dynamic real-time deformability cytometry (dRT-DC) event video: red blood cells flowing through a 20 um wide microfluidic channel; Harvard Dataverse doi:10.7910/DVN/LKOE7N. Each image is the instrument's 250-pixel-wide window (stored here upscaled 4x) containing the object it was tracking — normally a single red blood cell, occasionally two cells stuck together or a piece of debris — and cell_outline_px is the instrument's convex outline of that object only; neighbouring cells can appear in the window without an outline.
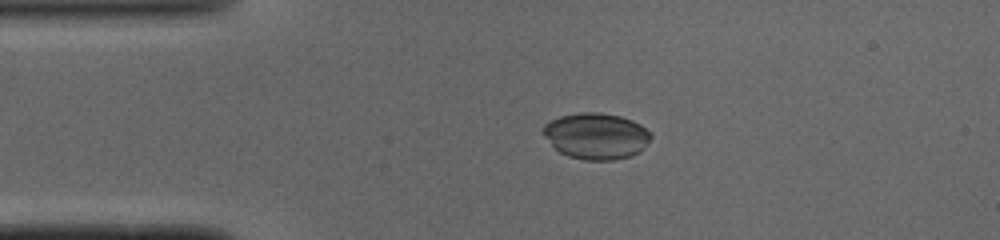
{"species": "common noctule bat (a hibernating species)", "species_latin": "Nyctalus noctula", "temperature_condition": "cold", "stored_images_in_passage": 49, "camera_frame_rate_fps": 3000, "um_per_image_px": 0.085, "animal": {"sex": "male", "body_mass_g": 19.0, "forearm_length_mm": 50.8}, "frame": {"image": 1, "passage_image": 10, "time_ms": 3.0, "image_size_px": [1000, 240], "cell_outline_px": [[652, 136], [644, 148], [640, 152], [632, 156], [612, 160], [584, 160], [568, 156], [560, 152], [544, 136], [544, 124], [560, 116], [580, 112], [600, 112], [620, 116], [632, 120], [640, 124]], "centroid_in_image_um": [50.7, 11.56], "position_along_channel_um": 34.3, "area_um2": 28.9}}
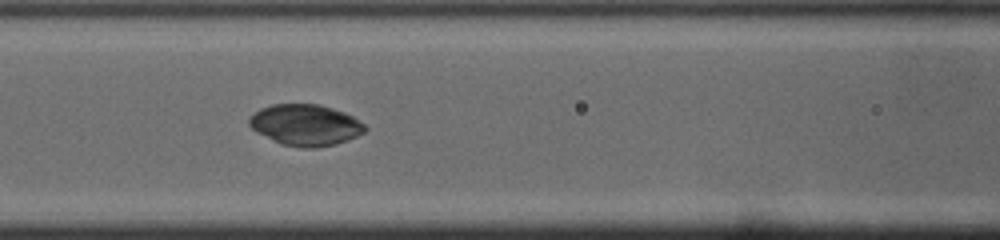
{"frame": {"image": 2, "passage_image": 20, "time_ms": 6.333, "image_size_px": [1000, 240], "cell_outline_px": [[368, 128], [364, 132], [348, 140], [336, 144], [316, 148], [304, 148], [280, 144], [256, 132], [248, 124], [248, 120], [260, 108], [272, 104], [320, 104], [344, 112], [352, 116], [364, 124]], "centroid_in_image_um": [25.96, 10.63], "position_along_channel_um": 140.6, "area_um2": 27.86}}
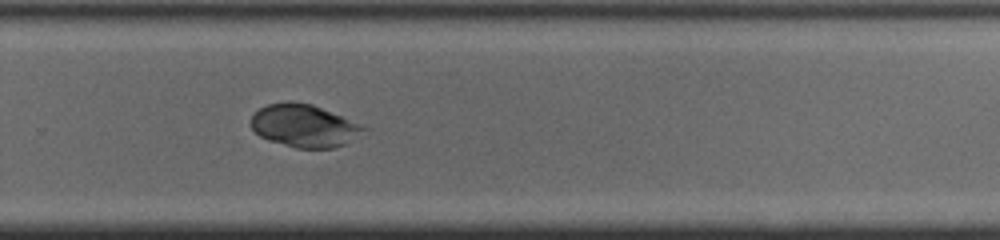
{"frame": {"image": 3, "passage_image": 32, "time_ms": 10.333, "image_size_px": [1000, 240], "cell_outline_px": [[368, 128], [344, 144], [336, 148], [296, 148], [268, 140], [260, 136], [252, 128], [252, 116], [260, 108], [268, 104], [292, 100], [312, 104]], "centroid_in_image_um": [25.81, 10.68], "position_along_channel_um": 304.0, "area_um2": 27.57}, "authors_computed_cell_mechanics": {"area_um2": 28.4954, "velocity_mm_per_s": 4.0896, "shape_relaxation_time_tau1_ms": null, "shape_relaxation_time_tau2_ms": 4.9449, "deformation_change_tau1": null, "deformation_change_tau2": 0.0258}}